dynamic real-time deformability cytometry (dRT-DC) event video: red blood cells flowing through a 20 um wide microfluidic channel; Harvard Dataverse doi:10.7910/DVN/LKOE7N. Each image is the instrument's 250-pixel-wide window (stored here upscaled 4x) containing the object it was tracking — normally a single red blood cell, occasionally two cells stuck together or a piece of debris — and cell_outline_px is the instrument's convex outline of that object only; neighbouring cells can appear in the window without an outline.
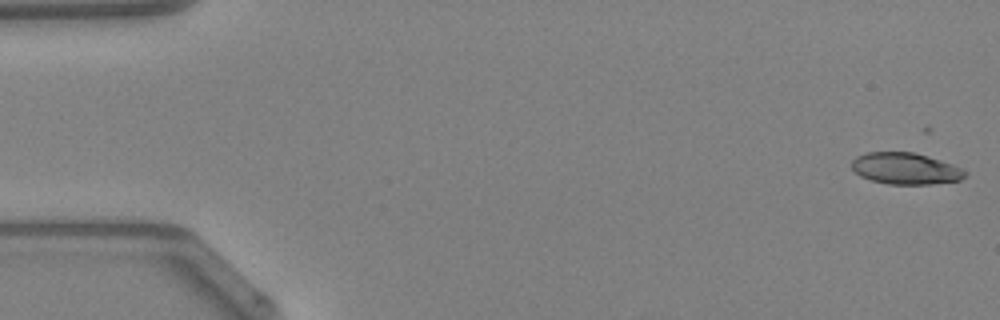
{"species": "Egyptian fruit bat (a non-hibernating species)", "species_latin": "Rousettus aegyptiacus", "temperature_condition": "warm", "stored_images_in_passage": 48, "camera_frame_rate_fps": 3000, "um_per_image_px": 0.085, "animal": {"sex": "female"}, "frame": {"image": 1, "passage_image": 1, "time_ms": 0.0, "image_size_px": [1000, 320], "cell_outline_px": [[968, 172], [960, 180], [928, 184], [888, 184], [872, 180], [860, 176], [852, 168], [852, 160], [856, 156], [868, 152], [912, 152], [940, 160], [960, 168]], "centroid_in_image_um": [76.93, 14.32], "position_along_channel_um": 8.1, "area_um2": 20.52}}
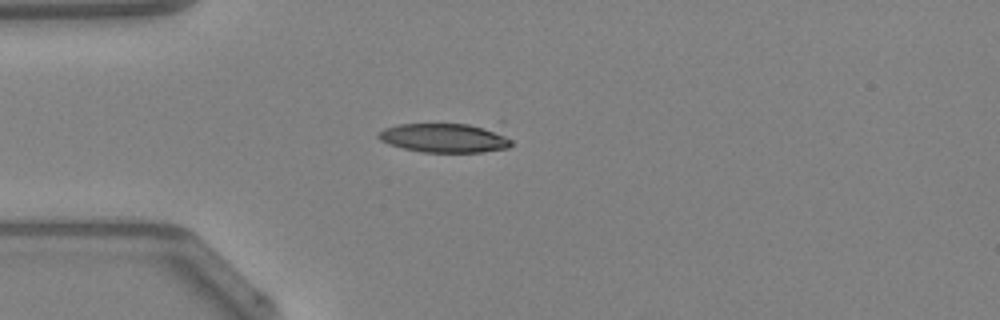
{"frame": {"image": 2, "passage_image": 13, "time_ms": 4.0, "image_size_px": [1000, 320], "cell_outline_px": [[512, 144], [508, 148], [484, 152], [420, 152], [388, 144], [380, 140], [376, 136], [384, 128], [400, 124], [468, 124], [496, 128], [512, 140]], "centroid_in_image_um": [37.84, 11.72], "position_along_channel_um": 47.2, "area_um2": 22.83}}
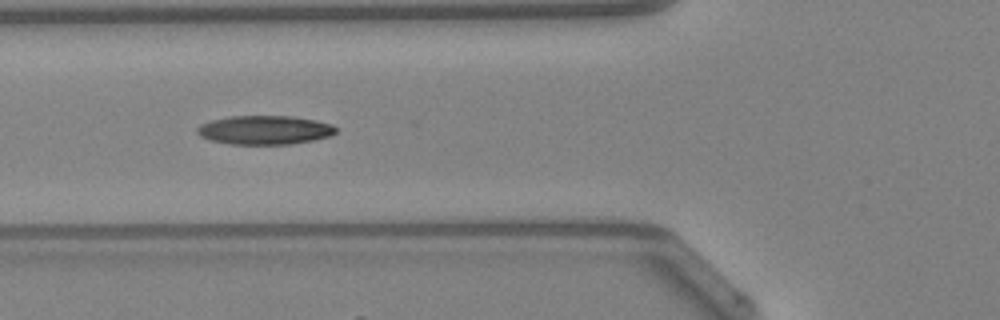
{"frame": {"image": 3, "passage_image": 18, "time_ms": 5.667, "image_size_px": [1000, 320], "cell_outline_px": [[336, 132], [328, 136], [312, 140], [292, 144], [228, 144], [208, 140], [200, 136], [196, 132], [196, 128], [200, 124], [212, 120], [232, 116], [292, 116], [316, 120], [332, 124], [336, 128]], "centroid_in_image_um": [22.46, 11.05], "position_along_channel_um": 103.3, "area_um2": 23.41}, "authors_computed_cell_mechanics": {"area_um2": 22.6287, "velocity_mm_per_s": 4.2746, "shape_relaxation_time_tau1_ms": 7.8828, "shape_relaxation_time_tau2_ms": null, "deformation_change_tau1": 0.2148, "deformation_change_tau2": null}}